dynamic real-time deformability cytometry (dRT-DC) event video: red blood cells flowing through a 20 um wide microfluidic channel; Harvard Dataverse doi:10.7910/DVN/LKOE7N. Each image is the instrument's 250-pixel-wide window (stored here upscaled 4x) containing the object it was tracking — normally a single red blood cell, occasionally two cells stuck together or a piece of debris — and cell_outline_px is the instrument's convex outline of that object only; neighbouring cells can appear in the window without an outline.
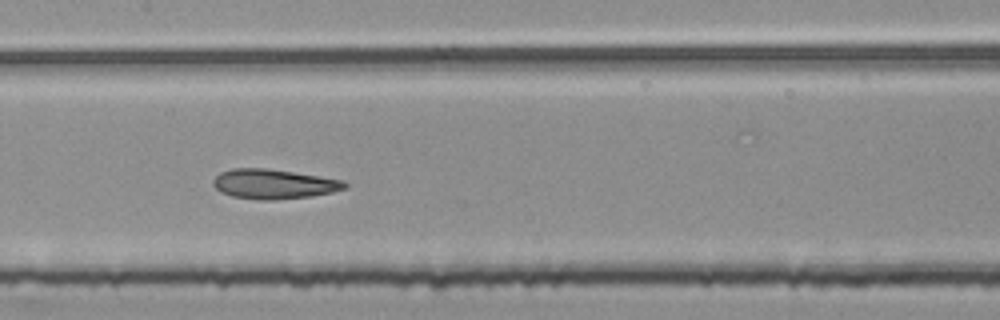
{"species": "common noctule bat (a hibernating species)", "species_latin": "Nyctalus noctula", "temperature_condition": "room temperature", "stored_images_in_passage": 53, "segment_of_instrument_passage": [2, 2], "camera_frame_rate_fps": 3000, "um_per_image_px": 0.085, "animal": {"sex": "female", "body_mass_g": 25.1}, "frame": {"image": 1, "passage_image": 27, "time_ms": 8.667, "image_size_px": [1000, 320], "cell_outline_px": [[348, 188], [332, 192], [312, 196], [276, 200], [264, 200], [232, 196], [220, 192], [212, 184], [212, 180], [220, 172], [232, 168], [268, 168], [344, 180], [348, 184]], "centroid_in_image_um": [23.27, 15.64], "position_along_channel_um": 184.1, "area_um2": 22.89}}
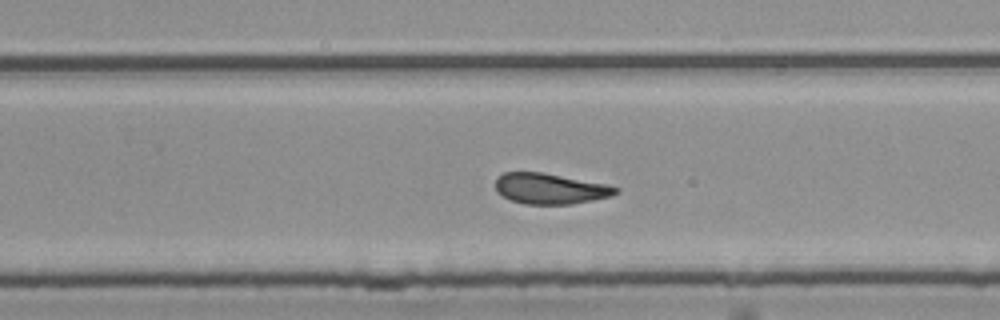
{"frame": {"image": 2, "passage_image": 35, "time_ms": 11.333, "image_size_px": [1000, 320], "cell_outline_px": [[620, 192], [612, 196], [572, 204], [524, 204], [512, 200], [496, 192], [496, 180], [504, 172], [540, 172], [608, 184], [620, 188]], "centroid_in_image_um": [46.81, 16.04], "position_along_channel_um": 283.0, "area_um2": 21.44}}
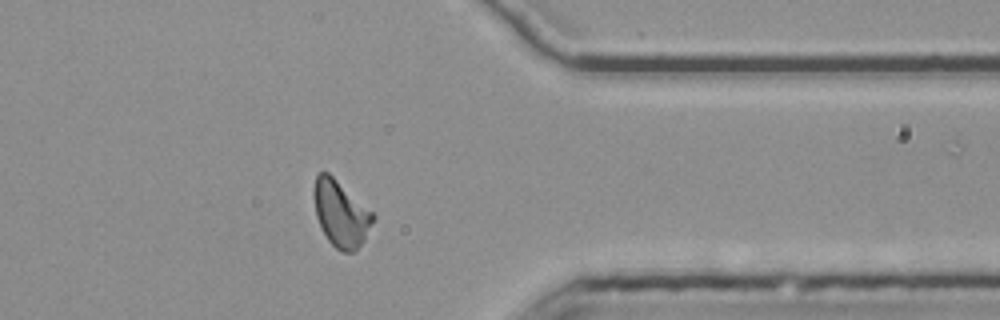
{"frame": {"image": 3, "passage_image": 44, "time_ms": 14.333, "image_size_px": [1000, 320], "cell_outline_px": [[376, 216], [364, 240], [352, 252], [344, 252], [336, 248], [328, 240], [316, 216], [312, 192], [312, 188], [316, 176], [320, 172], [328, 172], [372, 212]], "centroid_in_image_um": [28.94, 18.14], "position_along_channel_um": 382.5, "area_um2": 22.43}}